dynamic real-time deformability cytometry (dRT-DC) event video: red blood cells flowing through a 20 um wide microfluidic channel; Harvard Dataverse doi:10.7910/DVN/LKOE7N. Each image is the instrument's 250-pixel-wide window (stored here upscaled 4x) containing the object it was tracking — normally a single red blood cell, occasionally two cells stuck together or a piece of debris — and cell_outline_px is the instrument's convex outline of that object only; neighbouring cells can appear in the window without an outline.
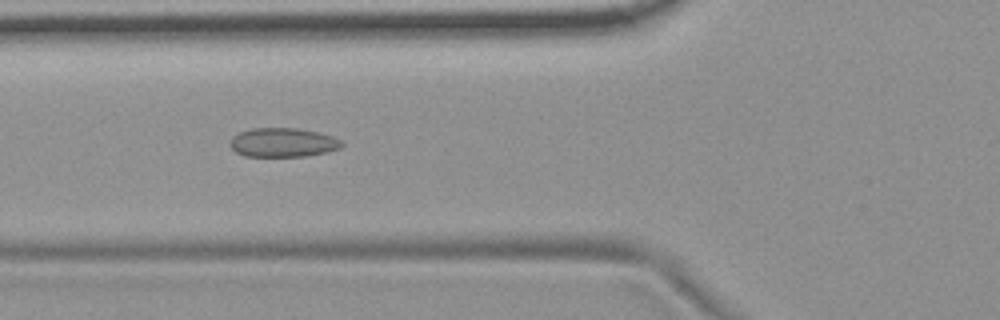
{"species": "common noctule bat (a hibernating species)", "species_latin": "Nyctalus noctula", "temperature_condition": "room temperature", "stored_images_in_passage": 54, "camera_frame_rate_fps": 3000, "um_per_image_px": 0.085, "animal": {"sex": "female", "body_mass_g": 19.9}, "frame": {"image": 1, "passage_image": 20, "time_ms": 6.333, "image_size_px": [1000, 320], "cell_outline_px": [[344, 144], [340, 148], [328, 152], [304, 156], [244, 156], [236, 152], [228, 144], [232, 136], [240, 132], [252, 128], [296, 128], [320, 132], [332, 136], [340, 140]], "centroid_in_image_um": [24.04, 12.11], "position_along_channel_um": 101.8, "area_um2": 19.02}}
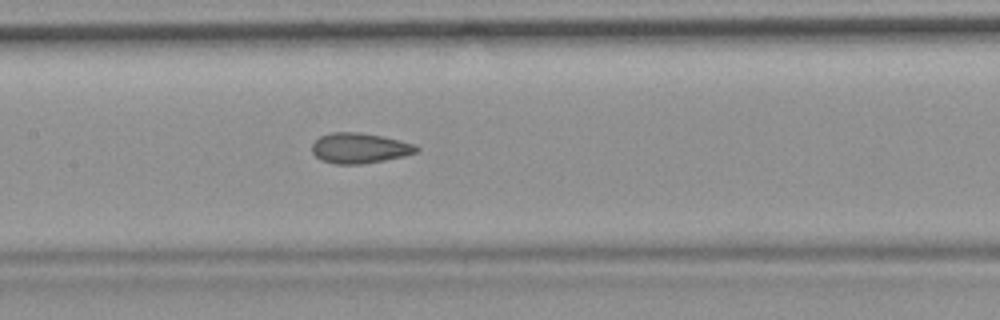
{"frame": {"image": 2, "passage_image": 26, "time_ms": 8.333, "image_size_px": [1000, 320], "cell_outline_px": [[420, 148], [416, 152], [404, 156], [384, 160], [360, 164], [336, 164], [320, 160], [312, 152], [312, 144], [320, 136], [332, 132], [360, 132], [400, 140], [416, 144]], "centroid_in_image_um": [30.56, 12.59], "position_along_channel_um": 176.8, "area_um2": 18.44}}
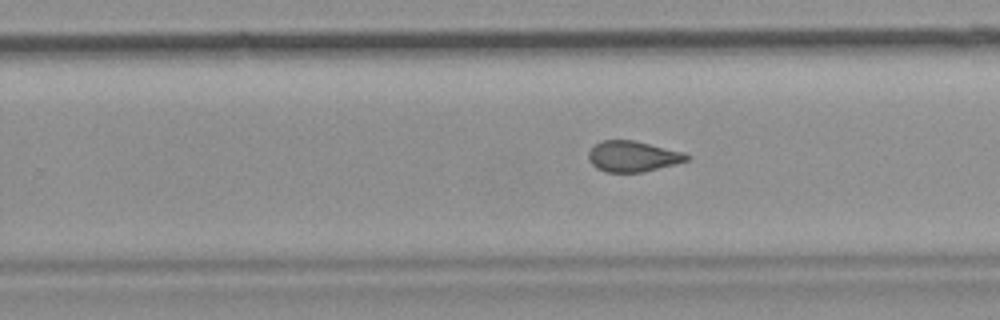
{"frame": {"image": 3, "passage_image": 34, "time_ms": 11.0, "image_size_px": [1000, 320], "cell_outline_px": [[692, 156], [688, 160], [640, 172], [604, 172], [596, 168], [588, 160], [588, 152], [600, 140], [632, 140], [684, 152]], "centroid_in_image_um": [53.75, 13.28], "position_along_channel_um": 276.1, "area_um2": 17.4}, "authors_computed_cell_mechanics": {"area_um2": 19.0162, "velocity_mm_per_s": 3.7397, "shape_relaxation_time_tau1_ms": null, "shape_relaxation_time_tau2_ms": 1.662, "deformation_change_tau1": null, "deformation_change_tau2": 0.0778}}